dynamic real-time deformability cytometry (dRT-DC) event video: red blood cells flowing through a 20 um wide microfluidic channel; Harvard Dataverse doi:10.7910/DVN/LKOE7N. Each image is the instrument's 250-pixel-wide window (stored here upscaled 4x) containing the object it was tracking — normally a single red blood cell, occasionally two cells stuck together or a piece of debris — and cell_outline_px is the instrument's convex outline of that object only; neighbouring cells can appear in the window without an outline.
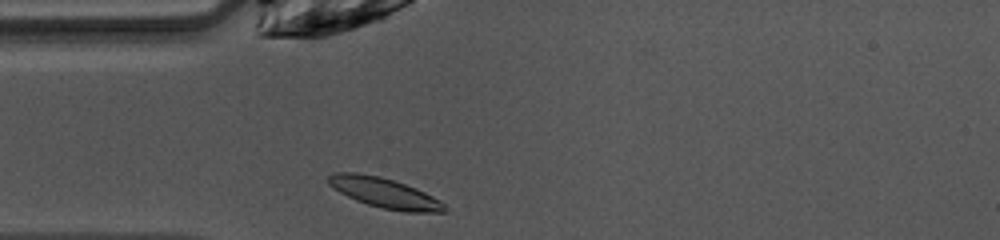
{"species": "common noctule bat (a hibernating species)", "species_latin": "Nyctalus noctula", "temperature_condition": "warm", "stored_images_in_passage": 37, "camera_frame_rate_fps": 3000, "um_per_image_px": 0.085, "animal": {"sex": "female", "body_mass_g": 10.0, "forearm_length_mm": 53.1}, "frame": {"image": 1, "passage_image": 1, "time_ms": 0.0, "image_size_px": [1000, 240], "cell_outline_px": [[448, 212], [408, 212], [384, 208], [368, 204], [356, 200], [340, 192], [328, 184], [328, 176], [336, 172], [356, 172], [380, 176], [416, 188], [440, 200], [448, 208]], "centroid_in_image_um": [32.7, 16.39], "position_along_channel_um": 52.3, "area_um2": 20.11}}
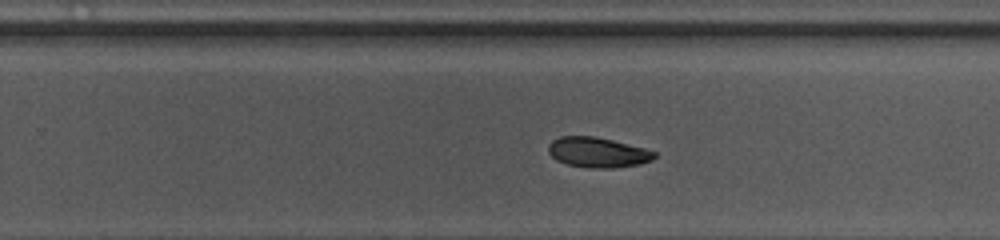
{"frame": {"image": 2, "passage_image": 18, "time_ms": 5.667, "image_size_px": [1000, 240], "cell_outline_px": [[656, 156], [652, 160], [640, 164], [616, 168], [592, 168], [568, 164], [556, 160], [548, 152], [548, 144], [552, 140], [560, 136], [596, 136], [644, 148], [656, 152]], "centroid_in_image_um": [50.8, 12.95], "position_along_channel_um": 279.0, "area_um2": 18.67}}
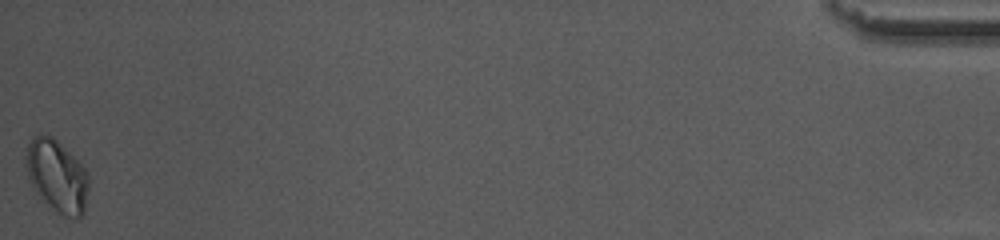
{"frame": {"image": 3, "passage_image": 37, "time_ms": 12.0, "image_size_px": [1000, 240], "cell_outline_px": [[88, 192], [84, 212], [80, 216], [64, 216], [48, 212], [32, 184], [28, 176], [24, 156], [28, 144], [32, 136], [52, 136], [84, 168], [88, 176]], "centroid_in_image_um": [4.81, 15.02], "position_along_channel_um": 430.4, "area_um2": 26.47}, "authors_computed_cell_mechanics": {"area_um2": 19.652, "velocity_mm_per_s": 4.0484, "shape_relaxation_time_tau1_ms": 3.6269, "shape_relaxation_time_tau2_ms": null, "deformation_change_tau1": 0.097, "deformation_change_tau2": null}}